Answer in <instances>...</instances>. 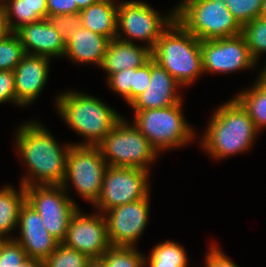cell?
Returning <instances> with one entry per match:
<instances>
[{
	"label": "cell",
	"mask_w": 266,
	"mask_h": 267,
	"mask_svg": "<svg viewBox=\"0 0 266 267\" xmlns=\"http://www.w3.org/2000/svg\"><path fill=\"white\" fill-rule=\"evenodd\" d=\"M16 144L31 174L28 175L30 178L23 177L21 184L24 187L63 184L71 145H66L63 149L53 136L35 121L27 122L19 128Z\"/></svg>",
	"instance_id": "1"
},
{
	"label": "cell",
	"mask_w": 266,
	"mask_h": 267,
	"mask_svg": "<svg viewBox=\"0 0 266 267\" xmlns=\"http://www.w3.org/2000/svg\"><path fill=\"white\" fill-rule=\"evenodd\" d=\"M259 131L247 112L233 98L211 117L201 145L213 158L247 151Z\"/></svg>",
	"instance_id": "2"
},
{
	"label": "cell",
	"mask_w": 266,
	"mask_h": 267,
	"mask_svg": "<svg viewBox=\"0 0 266 267\" xmlns=\"http://www.w3.org/2000/svg\"><path fill=\"white\" fill-rule=\"evenodd\" d=\"M152 59L181 85H189L204 73L201 40L176 19L152 49Z\"/></svg>",
	"instance_id": "3"
},
{
	"label": "cell",
	"mask_w": 266,
	"mask_h": 267,
	"mask_svg": "<svg viewBox=\"0 0 266 267\" xmlns=\"http://www.w3.org/2000/svg\"><path fill=\"white\" fill-rule=\"evenodd\" d=\"M58 113L85 143L74 145L98 146L122 118L114 109L98 98L75 92H65L57 97Z\"/></svg>",
	"instance_id": "4"
},
{
	"label": "cell",
	"mask_w": 266,
	"mask_h": 267,
	"mask_svg": "<svg viewBox=\"0 0 266 267\" xmlns=\"http://www.w3.org/2000/svg\"><path fill=\"white\" fill-rule=\"evenodd\" d=\"M225 1L183 0L175 7V19L201 41L242 34V26Z\"/></svg>",
	"instance_id": "5"
},
{
	"label": "cell",
	"mask_w": 266,
	"mask_h": 267,
	"mask_svg": "<svg viewBox=\"0 0 266 267\" xmlns=\"http://www.w3.org/2000/svg\"><path fill=\"white\" fill-rule=\"evenodd\" d=\"M98 147L107 165L114 167H133L148 171V166L158 156L157 150L139 129L134 124H127L123 118L115 124Z\"/></svg>",
	"instance_id": "6"
},
{
	"label": "cell",
	"mask_w": 266,
	"mask_h": 267,
	"mask_svg": "<svg viewBox=\"0 0 266 267\" xmlns=\"http://www.w3.org/2000/svg\"><path fill=\"white\" fill-rule=\"evenodd\" d=\"M181 102L169 107L135 112L133 124L158 153L185 145L193 139V130L182 115Z\"/></svg>",
	"instance_id": "7"
},
{
	"label": "cell",
	"mask_w": 266,
	"mask_h": 267,
	"mask_svg": "<svg viewBox=\"0 0 266 267\" xmlns=\"http://www.w3.org/2000/svg\"><path fill=\"white\" fill-rule=\"evenodd\" d=\"M107 167L98 146L71 144L67 157L66 176L62 186L67 188L68 181H72L77 192L95 204L101 194Z\"/></svg>",
	"instance_id": "8"
},
{
	"label": "cell",
	"mask_w": 266,
	"mask_h": 267,
	"mask_svg": "<svg viewBox=\"0 0 266 267\" xmlns=\"http://www.w3.org/2000/svg\"><path fill=\"white\" fill-rule=\"evenodd\" d=\"M65 191L62 185L25 187L26 202L37 211L50 235L59 243L64 240L70 219L78 210Z\"/></svg>",
	"instance_id": "9"
},
{
	"label": "cell",
	"mask_w": 266,
	"mask_h": 267,
	"mask_svg": "<svg viewBox=\"0 0 266 267\" xmlns=\"http://www.w3.org/2000/svg\"><path fill=\"white\" fill-rule=\"evenodd\" d=\"M167 17H160V14L150 7L149 4L141 1H128L118 5L117 28L121 27V37L117 30V39L130 42L129 40L139 39L148 42L149 49H153L162 33L175 20V10Z\"/></svg>",
	"instance_id": "10"
},
{
	"label": "cell",
	"mask_w": 266,
	"mask_h": 267,
	"mask_svg": "<svg viewBox=\"0 0 266 267\" xmlns=\"http://www.w3.org/2000/svg\"><path fill=\"white\" fill-rule=\"evenodd\" d=\"M148 171L133 167L108 166L99 199L94 204L102 213L144 199L150 192Z\"/></svg>",
	"instance_id": "11"
},
{
	"label": "cell",
	"mask_w": 266,
	"mask_h": 267,
	"mask_svg": "<svg viewBox=\"0 0 266 267\" xmlns=\"http://www.w3.org/2000/svg\"><path fill=\"white\" fill-rule=\"evenodd\" d=\"M203 71L228 73L253 68L256 64L250 55L242 34L201 41Z\"/></svg>",
	"instance_id": "12"
},
{
	"label": "cell",
	"mask_w": 266,
	"mask_h": 267,
	"mask_svg": "<svg viewBox=\"0 0 266 267\" xmlns=\"http://www.w3.org/2000/svg\"><path fill=\"white\" fill-rule=\"evenodd\" d=\"M104 213L109 214L105 220L110 245L134 247L149 219V194L144 199L120 205Z\"/></svg>",
	"instance_id": "13"
},
{
	"label": "cell",
	"mask_w": 266,
	"mask_h": 267,
	"mask_svg": "<svg viewBox=\"0 0 266 267\" xmlns=\"http://www.w3.org/2000/svg\"><path fill=\"white\" fill-rule=\"evenodd\" d=\"M80 212L78 209L72 215L62 243L89 258H101L111 247L105 217L103 214L89 216Z\"/></svg>",
	"instance_id": "14"
},
{
	"label": "cell",
	"mask_w": 266,
	"mask_h": 267,
	"mask_svg": "<svg viewBox=\"0 0 266 267\" xmlns=\"http://www.w3.org/2000/svg\"><path fill=\"white\" fill-rule=\"evenodd\" d=\"M18 226L21 238L15 240L27 257L44 261L56 249L59 242L50 235L40 215L27 202L21 207Z\"/></svg>",
	"instance_id": "15"
},
{
	"label": "cell",
	"mask_w": 266,
	"mask_h": 267,
	"mask_svg": "<svg viewBox=\"0 0 266 267\" xmlns=\"http://www.w3.org/2000/svg\"><path fill=\"white\" fill-rule=\"evenodd\" d=\"M179 83L170 73L150 59V82L147 89L140 94L130 106L135 112L148 109L169 107L182 101L176 93Z\"/></svg>",
	"instance_id": "16"
},
{
	"label": "cell",
	"mask_w": 266,
	"mask_h": 267,
	"mask_svg": "<svg viewBox=\"0 0 266 267\" xmlns=\"http://www.w3.org/2000/svg\"><path fill=\"white\" fill-rule=\"evenodd\" d=\"M49 60L46 56L25 54L13 70L16 99L22 106L33 102L44 88Z\"/></svg>",
	"instance_id": "17"
},
{
	"label": "cell",
	"mask_w": 266,
	"mask_h": 267,
	"mask_svg": "<svg viewBox=\"0 0 266 267\" xmlns=\"http://www.w3.org/2000/svg\"><path fill=\"white\" fill-rule=\"evenodd\" d=\"M14 33L23 45L25 54L48 58L64 56L66 43L47 18L24 25ZM30 48L33 52H30Z\"/></svg>",
	"instance_id": "18"
},
{
	"label": "cell",
	"mask_w": 266,
	"mask_h": 267,
	"mask_svg": "<svg viewBox=\"0 0 266 267\" xmlns=\"http://www.w3.org/2000/svg\"><path fill=\"white\" fill-rule=\"evenodd\" d=\"M152 58L149 47H140L131 40L124 42L119 39L109 41L101 68L106 70L108 77L124 69L142 67Z\"/></svg>",
	"instance_id": "19"
},
{
	"label": "cell",
	"mask_w": 266,
	"mask_h": 267,
	"mask_svg": "<svg viewBox=\"0 0 266 267\" xmlns=\"http://www.w3.org/2000/svg\"><path fill=\"white\" fill-rule=\"evenodd\" d=\"M109 39L83 26L66 42L64 55L79 63H95L100 66L106 54Z\"/></svg>",
	"instance_id": "20"
},
{
	"label": "cell",
	"mask_w": 266,
	"mask_h": 267,
	"mask_svg": "<svg viewBox=\"0 0 266 267\" xmlns=\"http://www.w3.org/2000/svg\"><path fill=\"white\" fill-rule=\"evenodd\" d=\"M117 10L118 5L116 4L95 2L79 12L82 26L107 37L109 40L116 39Z\"/></svg>",
	"instance_id": "21"
},
{
	"label": "cell",
	"mask_w": 266,
	"mask_h": 267,
	"mask_svg": "<svg viewBox=\"0 0 266 267\" xmlns=\"http://www.w3.org/2000/svg\"><path fill=\"white\" fill-rule=\"evenodd\" d=\"M3 1L5 3H3ZM3 6L8 26L11 32L35 21L47 18V0H3ZM17 20H13V17ZM15 21V22H13Z\"/></svg>",
	"instance_id": "22"
},
{
	"label": "cell",
	"mask_w": 266,
	"mask_h": 267,
	"mask_svg": "<svg viewBox=\"0 0 266 267\" xmlns=\"http://www.w3.org/2000/svg\"><path fill=\"white\" fill-rule=\"evenodd\" d=\"M20 185V192L8 185L0 190V239L7 238L18 225L21 207L26 202L25 187Z\"/></svg>",
	"instance_id": "23"
},
{
	"label": "cell",
	"mask_w": 266,
	"mask_h": 267,
	"mask_svg": "<svg viewBox=\"0 0 266 267\" xmlns=\"http://www.w3.org/2000/svg\"><path fill=\"white\" fill-rule=\"evenodd\" d=\"M247 112L257 130L266 126V86L258 81L234 98Z\"/></svg>",
	"instance_id": "24"
},
{
	"label": "cell",
	"mask_w": 266,
	"mask_h": 267,
	"mask_svg": "<svg viewBox=\"0 0 266 267\" xmlns=\"http://www.w3.org/2000/svg\"><path fill=\"white\" fill-rule=\"evenodd\" d=\"M147 263L149 267H187L188 258L178 243L165 241L153 248L149 259L145 257Z\"/></svg>",
	"instance_id": "25"
},
{
	"label": "cell",
	"mask_w": 266,
	"mask_h": 267,
	"mask_svg": "<svg viewBox=\"0 0 266 267\" xmlns=\"http://www.w3.org/2000/svg\"><path fill=\"white\" fill-rule=\"evenodd\" d=\"M242 35L248 46L250 55L255 60L260 53L266 52V18L257 17L242 26Z\"/></svg>",
	"instance_id": "26"
},
{
	"label": "cell",
	"mask_w": 266,
	"mask_h": 267,
	"mask_svg": "<svg viewBox=\"0 0 266 267\" xmlns=\"http://www.w3.org/2000/svg\"><path fill=\"white\" fill-rule=\"evenodd\" d=\"M101 258L107 267H145V257L135 247L111 246Z\"/></svg>",
	"instance_id": "27"
},
{
	"label": "cell",
	"mask_w": 266,
	"mask_h": 267,
	"mask_svg": "<svg viewBox=\"0 0 266 267\" xmlns=\"http://www.w3.org/2000/svg\"><path fill=\"white\" fill-rule=\"evenodd\" d=\"M89 259L85 254L58 243L56 249L43 261V267H86Z\"/></svg>",
	"instance_id": "28"
},
{
	"label": "cell",
	"mask_w": 266,
	"mask_h": 267,
	"mask_svg": "<svg viewBox=\"0 0 266 267\" xmlns=\"http://www.w3.org/2000/svg\"><path fill=\"white\" fill-rule=\"evenodd\" d=\"M25 55L18 36L12 32L0 40V71L14 70Z\"/></svg>",
	"instance_id": "29"
},
{
	"label": "cell",
	"mask_w": 266,
	"mask_h": 267,
	"mask_svg": "<svg viewBox=\"0 0 266 267\" xmlns=\"http://www.w3.org/2000/svg\"><path fill=\"white\" fill-rule=\"evenodd\" d=\"M225 4L238 23L243 26L260 16L262 0H226Z\"/></svg>",
	"instance_id": "30"
},
{
	"label": "cell",
	"mask_w": 266,
	"mask_h": 267,
	"mask_svg": "<svg viewBox=\"0 0 266 267\" xmlns=\"http://www.w3.org/2000/svg\"><path fill=\"white\" fill-rule=\"evenodd\" d=\"M26 258L25 250L15 239H0V267H19Z\"/></svg>",
	"instance_id": "31"
},
{
	"label": "cell",
	"mask_w": 266,
	"mask_h": 267,
	"mask_svg": "<svg viewBox=\"0 0 266 267\" xmlns=\"http://www.w3.org/2000/svg\"><path fill=\"white\" fill-rule=\"evenodd\" d=\"M47 20L63 38L65 43L73 36V33L79 30L82 26L81 15L79 12L66 15L47 16Z\"/></svg>",
	"instance_id": "32"
},
{
	"label": "cell",
	"mask_w": 266,
	"mask_h": 267,
	"mask_svg": "<svg viewBox=\"0 0 266 267\" xmlns=\"http://www.w3.org/2000/svg\"><path fill=\"white\" fill-rule=\"evenodd\" d=\"M107 83L115 93L120 94L128 104L132 103V86H134V68L124 69L111 74Z\"/></svg>",
	"instance_id": "33"
},
{
	"label": "cell",
	"mask_w": 266,
	"mask_h": 267,
	"mask_svg": "<svg viewBox=\"0 0 266 267\" xmlns=\"http://www.w3.org/2000/svg\"><path fill=\"white\" fill-rule=\"evenodd\" d=\"M12 101L21 105L16 99L14 71H0V103Z\"/></svg>",
	"instance_id": "34"
},
{
	"label": "cell",
	"mask_w": 266,
	"mask_h": 267,
	"mask_svg": "<svg viewBox=\"0 0 266 267\" xmlns=\"http://www.w3.org/2000/svg\"><path fill=\"white\" fill-rule=\"evenodd\" d=\"M150 82V60L142 67L134 68V86H132V102L142 94Z\"/></svg>",
	"instance_id": "35"
},
{
	"label": "cell",
	"mask_w": 266,
	"mask_h": 267,
	"mask_svg": "<svg viewBox=\"0 0 266 267\" xmlns=\"http://www.w3.org/2000/svg\"><path fill=\"white\" fill-rule=\"evenodd\" d=\"M48 16L80 12L73 0H47Z\"/></svg>",
	"instance_id": "36"
},
{
	"label": "cell",
	"mask_w": 266,
	"mask_h": 267,
	"mask_svg": "<svg viewBox=\"0 0 266 267\" xmlns=\"http://www.w3.org/2000/svg\"><path fill=\"white\" fill-rule=\"evenodd\" d=\"M209 249L206 254V267H238L217 246H211Z\"/></svg>",
	"instance_id": "37"
},
{
	"label": "cell",
	"mask_w": 266,
	"mask_h": 267,
	"mask_svg": "<svg viewBox=\"0 0 266 267\" xmlns=\"http://www.w3.org/2000/svg\"><path fill=\"white\" fill-rule=\"evenodd\" d=\"M11 32L3 6L0 4V40L6 38Z\"/></svg>",
	"instance_id": "38"
},
{
	"label": "cell",
	"mask_w": 266,
	"mask_h": 267,
	"mask_svg": "<svg viewBox=\"0 0 266 267\" xmlns=\"http://www.w3.org/2000/svg\"><path fill=\"white\" fill-rule=\"evenodd\" d=\"M19 267H43V261L27 257Z\"/></svg>",
	"instance_id": "39"
},
{
	"label": "cell",
	"mask_w": 266,
	"mask_h": 267,
	"mask_svg": "<svg viewBox=\"0 0 266 267\" xmlns=\"http://www.w3.org/2000/svg\"><path fill=\"white\" fill-rule=\"evenodd\" d=\"M86 267H107L102 258H90Z\"/></svg>",
	"instance_id": "40"
},
{
	"label": "cell",
	"mask_w": 266,
	"mask_h": 267,
	"mask_svg": "<svg viewBox=\"0 0 266 267\" xmlns=\"http://www.w3.org/2000/svg\"><path fill=\"white\" fill-rule=\"evenodd\" d=\"M95 2V0H73V4H77V7L80 11Z\"/></svg>",
	"instance_id": "41"
},
{
	"label": "cell",
	"mask_w": 266,
	"mask_h": 267,
	"mask_svg": "<svg viewBox=\"0 0 266 267\" xmlns=\"http://www.w3.org/2000/svg\"><path fill=\"white\" fill-rule=\"evenodd\" d=\"M257 81L261 83L262 85L266 86V66H265V69L261 72Z\"/></svg>",
	"instance_id": "42"
},
{
	"label": "cell",
	"mask_w": 266,
	"mask_h": 267,
	"mask_svg": "<svg viewBox=\"0 0 266 267\" xmlns=\"http://www.w3.org/2000/svg\"><path fill=\"white\" fill-rule=\"evenodd\" d=\"M260 16L266 18V0H262Z\"/></svg>",
	"instance_id": "43"
},
{
	"label": "cell",
	"mask_w": 266,
	"mask_h": 267,
	"mask_svg": "<svg viewBox=\"0 0 266 267\" xmlns=\"http://www.w3.org/2000/svg\"><path fill=\"white\" fill-rule=\"evenodd\" d=\"M96 2H105V3H110V4H116L113 2V0H95Z\"/></svg>",
	"instance_id": "44"
}]
</instances>
